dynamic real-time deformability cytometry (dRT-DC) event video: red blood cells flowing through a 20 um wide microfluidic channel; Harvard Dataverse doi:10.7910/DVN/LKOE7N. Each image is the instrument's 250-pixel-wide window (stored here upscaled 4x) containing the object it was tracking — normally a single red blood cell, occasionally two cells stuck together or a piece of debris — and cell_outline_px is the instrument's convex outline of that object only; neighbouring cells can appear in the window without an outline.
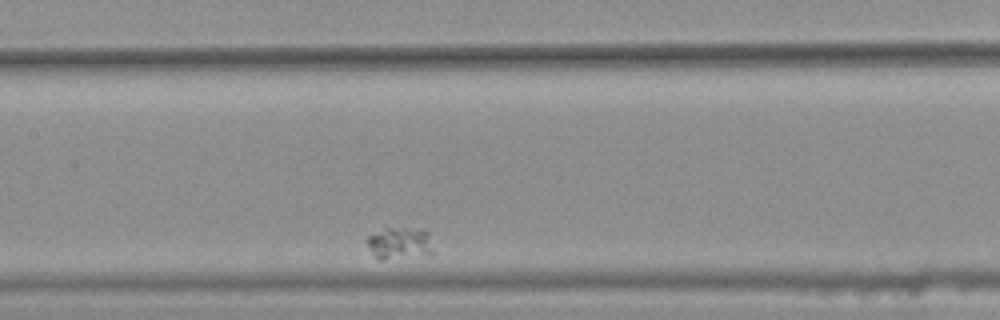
{"species": "common noctule bat (a hibernating species)", "species_latin": "Nyctalus noctula", "temperature_condition": "warm", "stored_images_in_passage": 39, "camera_frame_rate_fps": 3000, "um_per_image_px": 0.085, "animal": {"sex": "female", "body_mass_g": 25.1}, "frame": {"image": 1, "passage_image": 19, "time_ms": 6.0, "image_size_px": [1000, 320], "cell_outline_px": [[432, 256], [380, 260], [372, 252], [364, 240], [368, 236], [384, 224], [424, 228], [428, 232], [432, 252]], "centroid_in_image_um": [33.95, 20.61], "position_along_channel_um": 173.5, "area_um2": 13.53}}
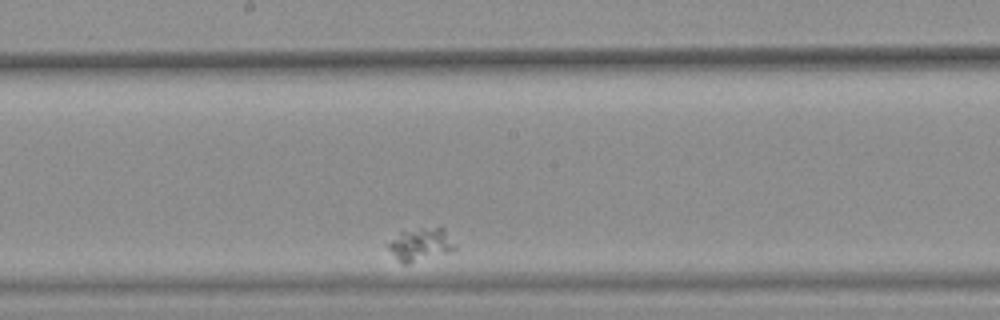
{"frame": {"image": 2, "passage_image": 23, "time_ms": 7.333, "image_size_px": [1000, 320], "cell_outline_px": [[456, 248], [448, 252], [408, 264], [404, 264], [388, 248], [388, 244], [400, 232], [440, 224], [444, 228], [456, 244]], "centroid_in_image_um": [35.83, 20.73], "position_along_channel_um": 212.4, "area_um2": 12.72}}
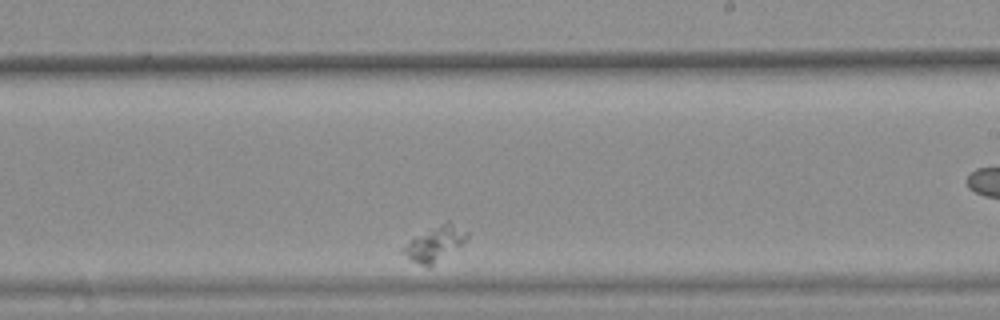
{"frame": {"image": 3, "passage_image": 27, "time_ms": 8.667, "image_size_px": [1000, 320], "cell_outline_px": [[468, 236], [460, 244], [428, 268], [412, 260], [404, 252], [404, 248], [412, 240], [440, 224], [448, 220], [468, 232]], "centroid_in_image_um": [37.02, 20.71], "position_along_channel_um": 252.0, "area_um2": 11.85}}